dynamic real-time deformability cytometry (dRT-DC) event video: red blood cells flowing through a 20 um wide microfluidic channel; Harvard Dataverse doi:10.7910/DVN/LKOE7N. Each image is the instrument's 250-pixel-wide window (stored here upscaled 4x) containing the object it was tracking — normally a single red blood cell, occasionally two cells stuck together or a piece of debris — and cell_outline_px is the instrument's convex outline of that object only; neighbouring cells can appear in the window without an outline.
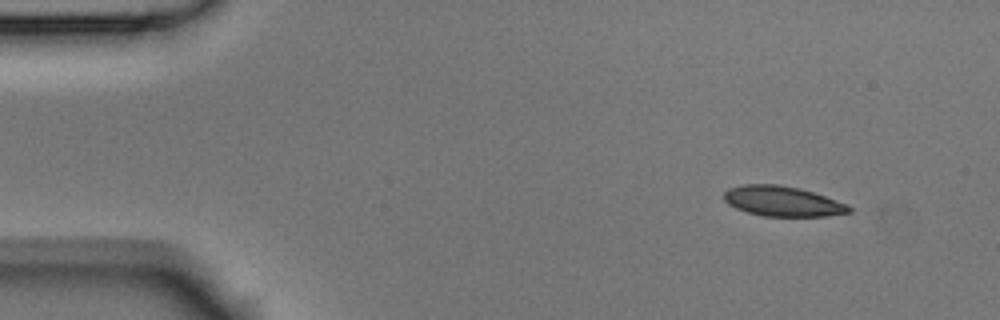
{"species": "Egyptian fruit bat (a non-hibernating species)", "species_latin": "Rousettus aegyptiacus", "temperature_condition": "room temperature", "stored_images_in_passage": 4, "camera_frame_rate_fps": 3000, "um_per_image_px": 0.085, "animal": {"sex": "male"}, "frame": {"image": 1, "passage_image": 1, "time_ms": 0.0, "image_size_px": [1000, 320], "cell_outline_px": [[852, 212], [824, 216], [764, 216], [748, 212], [736, 208], [728, 204], [724, 200], [724, 192], [728, 188], [744, 184], [776, 184], [800, 188], [848, 204], [852, 208]], "centroid_in_image_um": [66.51, 17.1], "position_along_channel_um": 18.5, "area_um2": 21.91}}